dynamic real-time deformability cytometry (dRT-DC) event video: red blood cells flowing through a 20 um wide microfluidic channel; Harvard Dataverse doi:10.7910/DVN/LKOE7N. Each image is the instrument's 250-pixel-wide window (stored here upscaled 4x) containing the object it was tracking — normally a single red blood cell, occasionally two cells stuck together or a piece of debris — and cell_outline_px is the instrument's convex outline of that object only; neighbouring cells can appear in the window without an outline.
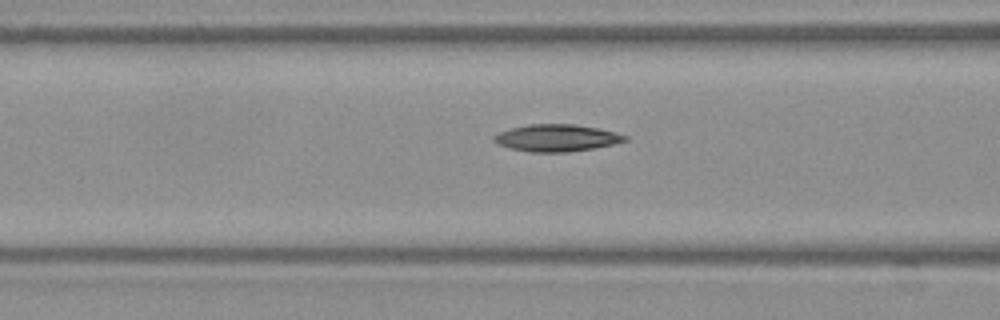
{"species": "Egyptian fruit bat (a non-hibernating species)", "species_latin": "Rousettus aegyptiacus", "temperature_condition": "warm", "stored_images_in_passage": 9, "camera_frame_rate_fps": 3000, "um_per_image_px": 0.085, "frame": {"image": 1, "passage_image": 7, "time_ms": 2.0, "image_size_px": [1000, 320], "cell_outline_px": [[628, 140], [612, 144], [592, 148], [568, 152], [528, 152], [512, 148], [500, 144], [492, 140], [492, 136], [500, 132], [512, 128], [528, 124], [572, 124], [596, 128], [616, 132], [628, 136]], "centroid_in_image_um": [47.31, 11.72], "position_along_channel_um": 119.3, "area_um2": 20.4}}